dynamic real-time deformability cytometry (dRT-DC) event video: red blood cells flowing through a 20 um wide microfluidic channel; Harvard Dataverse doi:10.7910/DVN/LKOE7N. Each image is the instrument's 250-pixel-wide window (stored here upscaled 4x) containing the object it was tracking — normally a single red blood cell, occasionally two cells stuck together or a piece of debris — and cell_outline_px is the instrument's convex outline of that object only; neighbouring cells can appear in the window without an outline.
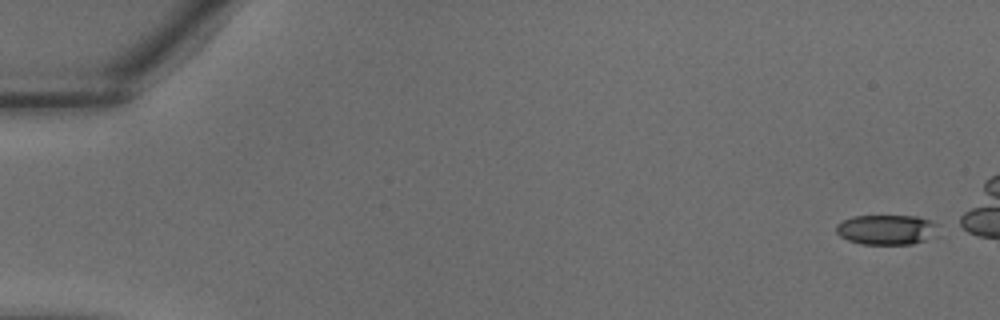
{"species": "common noctule bat (a hibernating species)", "species_latin": "Nyctalus noctula", "temperature_condition": "warm", "stored_images_in_passage": 7, "camera_frame_rate_fps": 3000, "um_per_image_px": 0.085, "animal": {"sex": "male", "body_mass_g": 18.8}, "frame": {"image": 1, "passage_image": 1, "time_ms": 0.0, "image_size_px": [1000, 320], "cell_outline_px": [[940, 224], [936, 236], [912, 244], [860, 244], [848, 240], [840, 236], [836, 232], [836, 224], [852, 216], [916, 216], [932, 220]], "centroid_in_image_um": [75.4, 19.52], "position_along_channel_um": 9.6, "area_um2": 18.09}}